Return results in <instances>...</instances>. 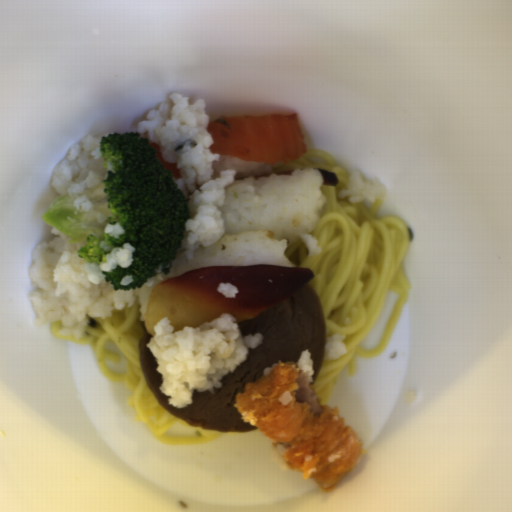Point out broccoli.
I'll return each mask as SVG.
<instances>
[{
    "mask_svg": "<svg viewBox=\"0 0 512 512\" xmlns=\"http://www.w3.org/2000/svg\"><path fill=\"white\" fill-rule=\"evenodd\" d=\"M99 150L107 175L86 192L90 211L76 210L74 199L65 194L52 201L42 220L67 236L70 244L83 242L77 253L87 263L100 265L115 248L130 243L132 263L102 271L113 291L128 292L158 274L169 275L182 247L190 207L171 171L163 169L140 132L103 135ZM117 221L126 230L124 236L104 233L107 224ZM126 274H132L133 282L124 287L120 281Z\"/></svg>",
    "mask_w": 512,
    "mask_h": 512,
    "instance_id": "obj_1",
    "label": "broccoli"
}]
</instances>
